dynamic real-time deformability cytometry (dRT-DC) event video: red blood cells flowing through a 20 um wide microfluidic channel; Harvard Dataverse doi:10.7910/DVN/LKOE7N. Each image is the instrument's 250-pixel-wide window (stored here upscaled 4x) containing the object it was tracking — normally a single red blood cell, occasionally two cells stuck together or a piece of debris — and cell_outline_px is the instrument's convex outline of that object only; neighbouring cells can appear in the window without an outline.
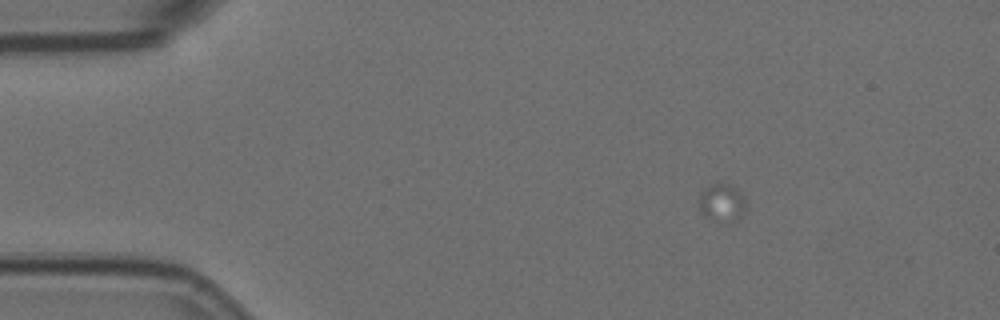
{"species": "Egyptian fruit bat (a non-hibernating species)", "species_latin": "Rousettus aegyptiacus", "temperature_condition": "room temperature", "stored_images_in_passage": 18, "camera_frame_rate_fps": 3000, "um_per_image_px": 0.085, "animal": {"sex": "female"}, "frame": {"image": 1, "passage_image": 1, "time_ms": 0.0, "image_size_px": [1000, 320], "cell_outline_px": [[744, 212], [740, 216], [728, 224], [704, 216], [700, 212], [700, 192], [704, 188], [712, 184], [728, 184], [736, 188], [744, 196]], "centroid_in_image_um": [61.35, 17.24], "position_along_channel_um": 23.7, "area_um2": 10.23}}